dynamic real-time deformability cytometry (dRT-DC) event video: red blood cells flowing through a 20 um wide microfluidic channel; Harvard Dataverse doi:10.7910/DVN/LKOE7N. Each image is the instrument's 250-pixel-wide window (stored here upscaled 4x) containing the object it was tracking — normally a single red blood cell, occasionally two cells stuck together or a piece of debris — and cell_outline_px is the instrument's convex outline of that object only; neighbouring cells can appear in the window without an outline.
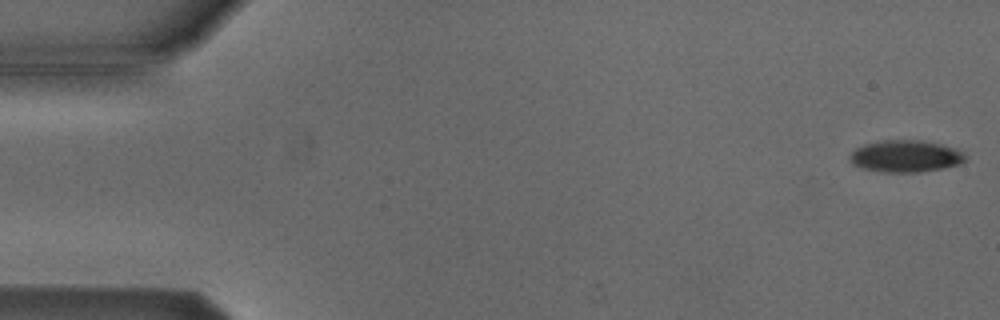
{"species": "Egyptian fruit bat (a non-hibernating species)", "species_latin": "Rousettus aegyptiacus", "temperature_condition": "cold", "stored_images_in_passage": 53, "camera_frame_rate_fps": 3000, "um_per_image_px": 0.085, "animal": {"sex": "male"}, "frame": {"image": 1, "passage_image": 1, "time_ms": 0.0, "image_size_px": [1000, 320], "cell_outline_px": [[968, 156], [960, 164], [944, 168], [916, 172], [884, 172], [864, 168], [852, 164], [852, 152], [856, 148], [864, 144], [884, 140], [920, 140], [940, 144], [956, 148], [964, 152]], "centroid_in_image_um": [77.03, 13.27], "position_along_channel_um": 8.0, "area_um2": 21.33}}
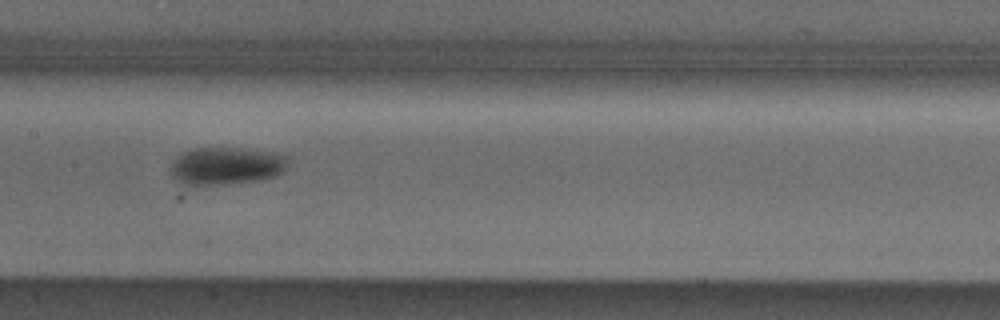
{"frame": {"image": 2, "passage_image": 26, "time_ms": 8.333, "image_size_px": [1000, 320], "cell_outline_px": [[288, 164], [284, 172], [276, 176], [260, 180], [224, 184], [184, 184], [176, 180], [172, 176], [168, 168], [172, 160], [184, 152], [192, 148], [240, 148], [272, 152], [288, 156]], "centroid_in_image_um": [19.23, 14.09], "position_along_channel_um": 188.2, "area_um2": 25.89}}
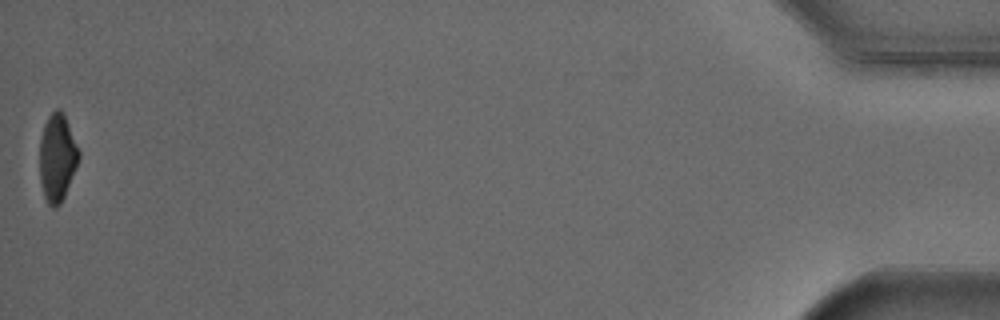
{"frame": {"image": 3, "passage_image": 53, "time_ms": 17.333, "image_size_px": [1000, 320], "cell_outline_px": [[80, 156], [64, 196], [60, 204], [56, 208], [52, 208], [48, 204], [44, 196], [40, 180], [40, 140], [44, 124], [48, 116], [56, 108], [60, 108], [64, 112], [80, 152]], "centroid_in_image_um": [4.86, 13.37], "position_along_channel_um": 430.3, "area_um2": 19.94}, "authors_computed_cell_mechanics": {"area_um2": 22.542, "velocity_mm_per_s": 3.8392, "shape_relaxation_time_tau1_ms": 5.049, "shape_relaxation_time_tau2_ms": null, "deformation_change_tau1": 0.127, "deformation_change_tau2": null}}